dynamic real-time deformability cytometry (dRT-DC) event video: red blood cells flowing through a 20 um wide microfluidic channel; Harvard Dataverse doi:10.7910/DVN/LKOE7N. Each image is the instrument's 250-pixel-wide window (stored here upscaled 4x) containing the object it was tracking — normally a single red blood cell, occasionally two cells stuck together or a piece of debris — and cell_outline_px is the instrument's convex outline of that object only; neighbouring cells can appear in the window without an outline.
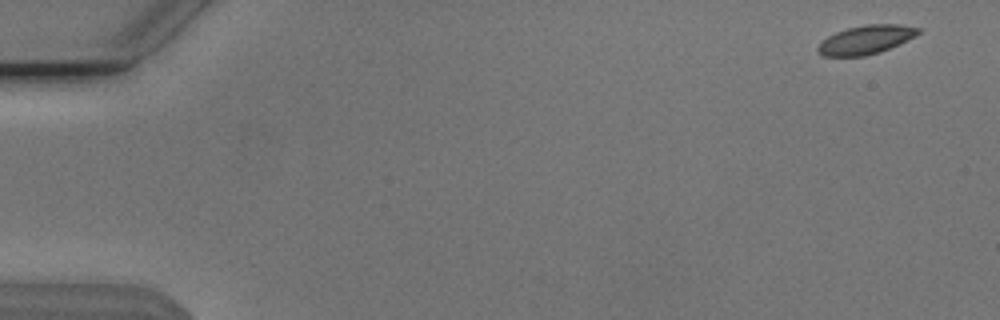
{"species": "Egyptian fruit bat (a non-hibernating species)", "species_latin": "Rousettus aegyptiacus", "temperature_condition": "cold", "stored_images_in_passage": 53, "camera_frame_rate_fps": 3000, "um_per_image_px": 0.085, "animal": {"sex": "male"}, "frame": {"image": 1, "passage_image": 1, "time_ms": 0.0, "image_size_px": [1000, 320], "cell_outline_px": [[920, 32], [908, 40], [880, 52], [864, 56], [824, 56], [816, 52], [816, 48], [828, 36], [836, 32], [848, 28], [864, 24], [900, 24], [920, 28]], "centroid_in_image_um": [73.59, 3.37], "position_along_channel_um": 11.4, "area_um2": 16.76}}
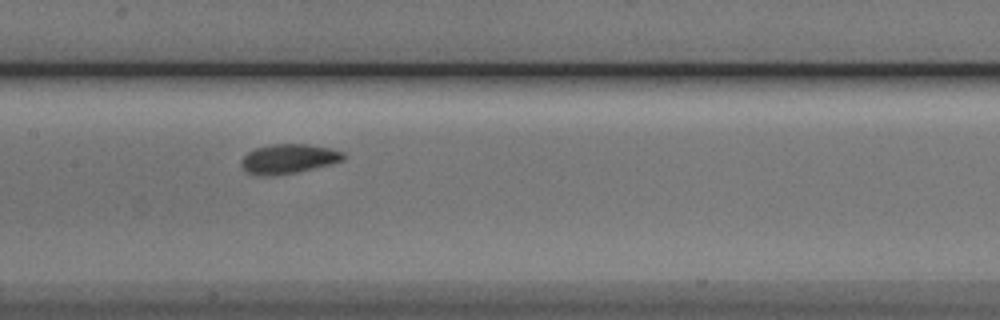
{"frame": {"image": 2, "passage_image": 26, "time_ms": 8.333, "image_size_px": [1000, 320], "cell_outline_px": [[344, 160], [332, 164], [296, 172], [268, 176], [248, 172], [240, 164], [240, 160], [248, 152], [256, 148], [272, 144], [308, 144], [328, 148], [344, 152]], "centroid_in_image_um": [24.54, 13.49], "position_along_channel_um": 182.9, "area_um2": 17.34}}
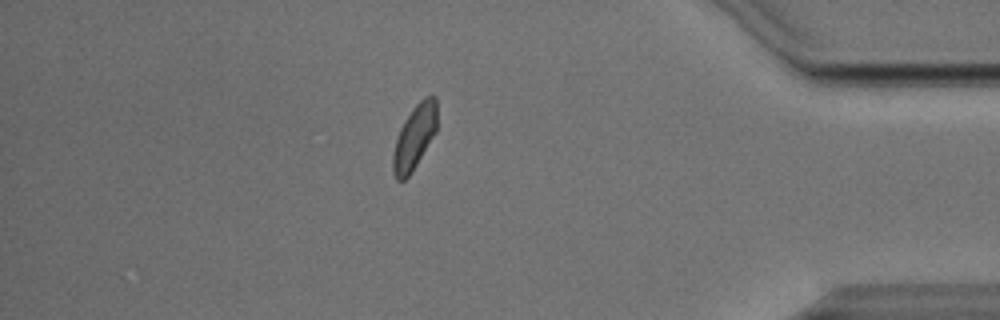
{"frame": {"image": 3, "passage_image": 46, "time_ms": 15.0, "image_size_px": [1000, 320], "cell_outline_px": [[436, 132], [412, 172], [404, 180], [396, 180], [392, 172], [392, 156], [396, 140], [400, 128], [404, 120], [412, 108], [424, 96], [436, 96]], "centroid_in_image_um": [35.21, 11.66], "position_along_channel_um": 400.0, "area_um2": 16.53}, "authors_computed_cell_mechanics": {"area_um2": 17.051, "velocity_mm_per_s": 3.7827, "shape_relaxation_time_tau1_ms": 5.4094, "shape_relaxation_time_tau2_ms": null, "deformation_change_tau1": 0.1415, "deformation_change_tau2": null}}